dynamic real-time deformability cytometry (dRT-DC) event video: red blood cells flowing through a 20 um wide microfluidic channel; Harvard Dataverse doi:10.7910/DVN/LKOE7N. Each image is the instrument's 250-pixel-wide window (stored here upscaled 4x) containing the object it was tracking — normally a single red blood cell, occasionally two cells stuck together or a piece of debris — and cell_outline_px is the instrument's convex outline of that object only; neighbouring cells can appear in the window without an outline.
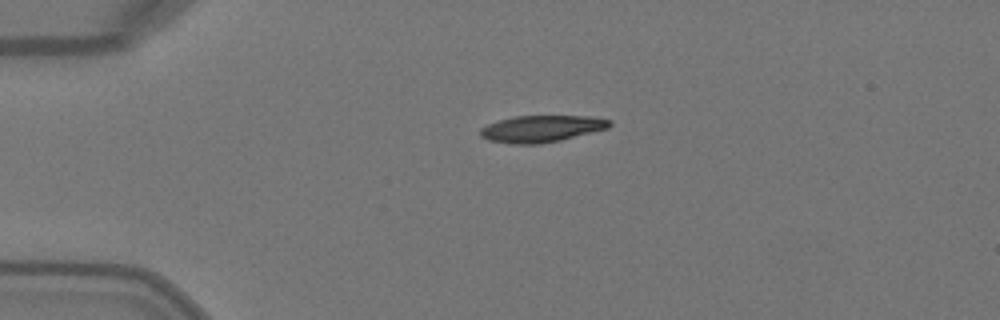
{"species": "Egyptian fruit bat (a non-hibernating species)", "species_latin": "Rousettus aegyptiacus", "temperature_condition": "warm", "stored_images_in_passage": 39, "camera_frame_rate_fps": 3000, "um_per_image_px": 0.085, "animal": {"sex": "female"}, "frame": {"image": 1, "passage_image": 1, "time_ms": 0.0, "image_size_px": [1000, 320], "cell_outline_px": [[612, 124], [608, 128], [560, 140], [540, 144], [512, 144], [488, 140], [480, 136], [480, 128], [488, 124], [500, 120], [516, 116], [592, 116], [612, 120]], "centroid_in_image_um": [46.03, 10.94], "position_along_channel_um": 39.0, "area_um2": 20.11}}
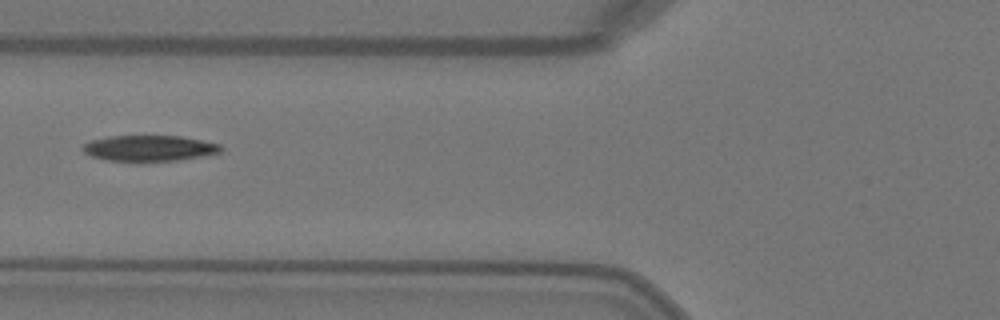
{"frame": {"image": 2, "passage_image": 9, "time_ms": 2.667, "image_size_px": [1000, 320], "cell_outline_px": [[224, 148], [220, 152], [200, 156], [176, 160], [140, 164], [104, 160], [92, 156], [84, 152], [80, 148], [84, 144], [92, 140], [108, 136], [180, 136], [220, 144]], "centroid_in_image_um": [12.63, 12.64], "position_along_channel_um": 113.2, "area_um2": 21.39}}
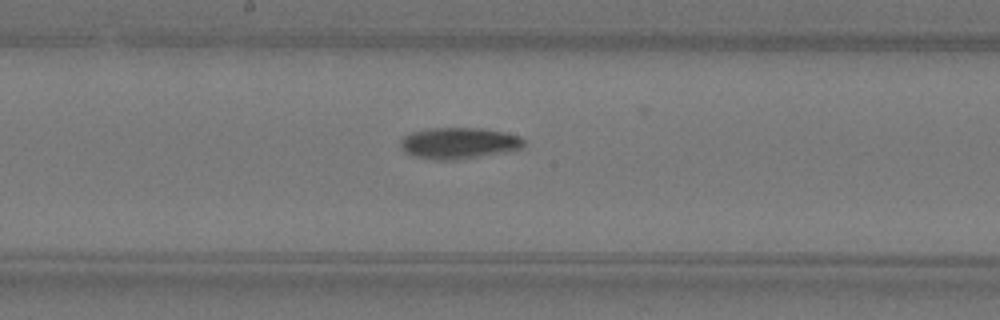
{"frame": {"image": 3, "passage_image": 16, "time_ms": 5.0, "image_size_px": [1000, 320], "cell_outline_px": [[524, 148], [508, 152], [456, 160], [432, 160], [412, 156], [404, 152], [400, 144], [400, 140], [404, 136], [412, 132], [428, 128], [480, 128], [504, 132], [520, 136], [524, 140]], "centroid_in_image_um": [39.0, 12.18], "position_along_channel_um": 209.2, "area_um2": 22.83}, "authors_computed_cell_mechanics": {"area_um2": 21.6172, "velocity_mm_per_s": 4.1096, "shape_relaxation_time_tau1_ms": 4.2931, "shape_relaxation_time_tau2_ms": null, "deformation_change_tau1": 0.1604, "deformation_change_tau2": null}}